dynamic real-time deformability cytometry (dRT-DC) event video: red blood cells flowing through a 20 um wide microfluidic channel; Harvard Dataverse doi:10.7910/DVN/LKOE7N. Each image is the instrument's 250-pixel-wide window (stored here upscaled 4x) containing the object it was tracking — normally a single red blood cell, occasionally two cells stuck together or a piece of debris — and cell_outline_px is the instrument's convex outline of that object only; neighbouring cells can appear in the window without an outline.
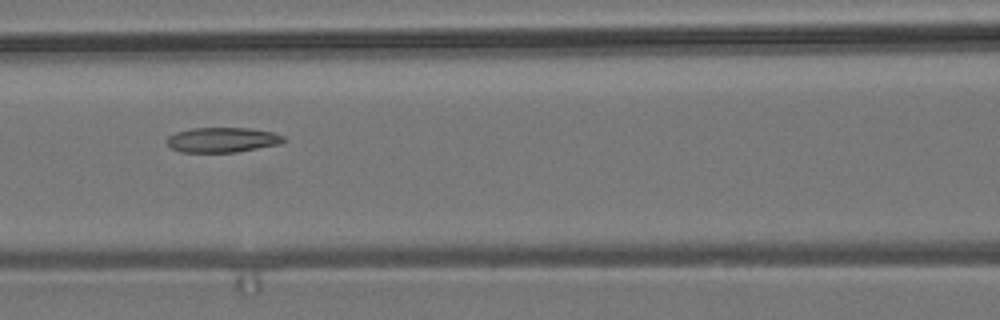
{"species": "common noctule bat (a hibernating species)", "species_latin": "Nyctalus noctula", "temperature_condition": "room temperature", "stored_images_in_passage": 10, "camera_frame_rate_fps": 3000, "um_per_image_px": 0.085, "animal": {"sex": "male", "body_mass_g": 19.2, "forearm_length_mm": 51.8}, "frame": {"image": 1, "passage_image": 9, "time_ms": 10.0, "image_size_px": [1000, 320], "cell_outline_px": [[288, 140], [280, 144], [236, 152], [180, 152], [172, 148], [168, 144], [168, 136], [176, 132], [192, 128], [252, 128], [272, 132], [284, 136]], "centroid_in_image_um": [18.94, 11.88], "position_along_channel_um": 147.7, "area_um2": 16.99}}
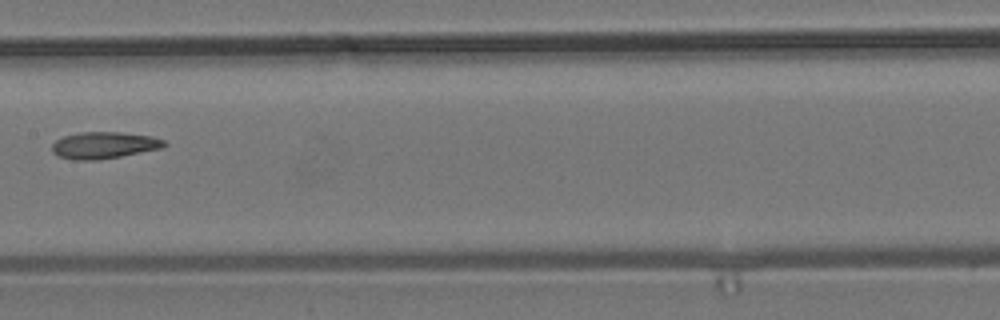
{"frame": {"image": 2, "passage_image": 10, "time_ms": 11.333, "image_size_px": [1000, 320], "cell_outline_px": [[168, 144], [164, 148], [120, 156], [96, 160], [72, 160], [60, 156], [52, 152], [52, 144], [56, 140], [64, 136], [80, 132], [120, 132], [152, 136], [164, 140]], "centroid_in_image_um": [8.86, 12.34], "position_along_channel_um": 198.5, "area_um2": 17.51}}